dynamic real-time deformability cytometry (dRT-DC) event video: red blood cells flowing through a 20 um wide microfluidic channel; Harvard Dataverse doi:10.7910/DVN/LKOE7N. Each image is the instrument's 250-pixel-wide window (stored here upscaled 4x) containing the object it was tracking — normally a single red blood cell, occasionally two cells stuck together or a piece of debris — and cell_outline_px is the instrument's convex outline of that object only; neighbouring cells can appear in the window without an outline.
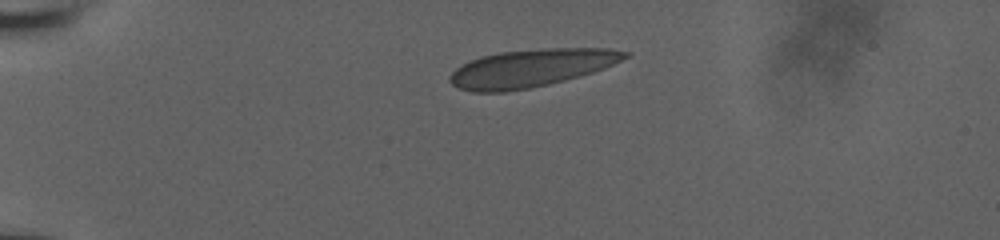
{"species": "human", "species_latin": "Homo sapiens", "temperature_condition": "room temperature", "stored_images_in_passage": 42, "camera_frame_rate_fps": 3000, "um_per_image_px": 0.085, "donor": {"sex": "male"}, "frame": {"image": 1, "passage_image": 1, "time_ms": 0.0, "image_size_px": [1000, 240], "cell_outline_px": [[632, 52], [628, 56], [604, 68], [580, 76], [548, 84], [508, 92], [472, 92], [460, 88], [452, 84], [448, 80], [448, 76], [456, 68], [480, 56], [500, 52], [552, 48], [608, 48]], "centroid_in_image_um": [45.13, 5.79], "position_along_channel_um": 39.9, "area_um2": 38.21}}
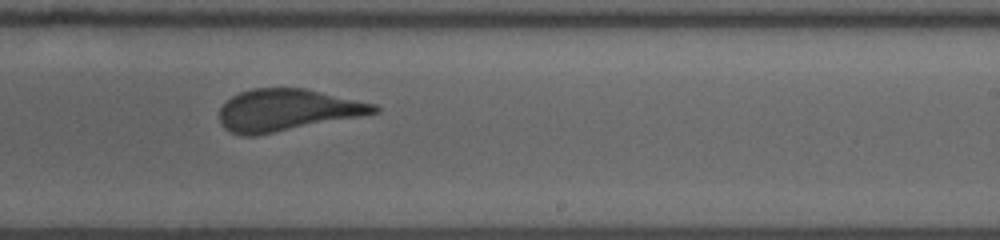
{"frame": {"image": 2, "passage_image": 23, "time_ms": 7.333, "image_size_px": [1000, 240], "cell_outline_px": [[380, 112], [364, 116], [256, 136], [244, 136], [232, 132], [224, 128], [220, 124], [220, 108], [232, 96], [240, 92], [252, 88], [304, 88], [376, 104], [380, 108]], "centroid_in_image_um": [24.43, 9.37], "position_along_channel_um": 264.6, "area_um2": 37.92}}
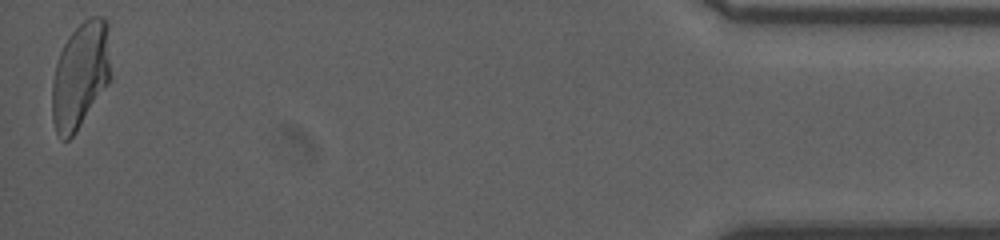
{"frame": {"image": 3, "passage_image": 42, "time_ms": 13.667, "image_size_px": [1000, 240], "cell_outline_px": [[112, 76], [108, 84], [76, 132], [68, 140], [60, 140], [56, 132], [52, 120], [52, 80], [56, 64], [60, 52], [68, 36], [84, 20], [92, 16], [104, 16], [108, 24]], "centroid_in_image_um": [6.85, 6.39], "position_along_channel_um": 428.4, "area_um2": 36.82}, "authors_computed_cell_mechanics": {"area_um2": 38.0902, "velocity_mm_per_s": 3.8411, "shape_relaxation_time_tau1_ms": 7.7101, "shape_relaxation_time_tau2_ms": null, "deformation_change_tau1": 0.2045, "deformation_change_tau2": null}}